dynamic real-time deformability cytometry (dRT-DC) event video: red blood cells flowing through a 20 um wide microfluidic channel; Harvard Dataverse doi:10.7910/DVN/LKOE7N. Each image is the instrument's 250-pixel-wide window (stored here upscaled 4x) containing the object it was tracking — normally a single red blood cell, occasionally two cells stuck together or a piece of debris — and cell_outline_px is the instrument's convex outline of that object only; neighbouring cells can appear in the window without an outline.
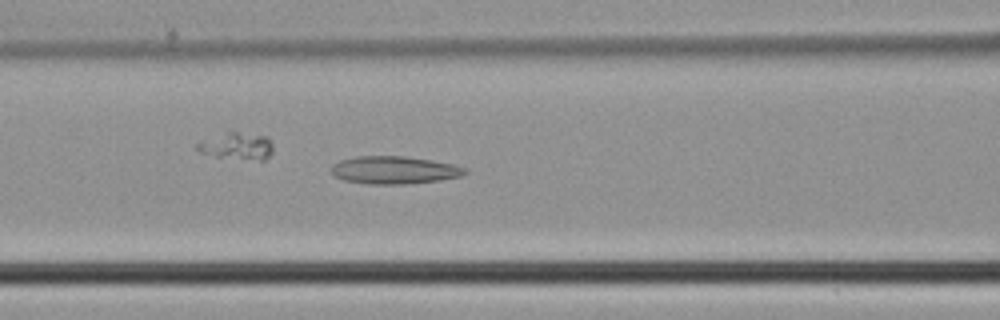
{"species": "common noctule bat (a hibernating species)", "species_latin": "Nyctalus noctula", "temperature_condition": "cold", "stored_images_in_passage": 47, "camera_frame_rate_fps": 3000, "um_per_image_px": 0.085, "animal": {"sex": "male", "body_mass_g": 21.5, "forearm_length_mm": 52.0}, "frame": {"image": 1, "passage_image": 21, "time_ms": 6.667, "image_size_px": [1000, 320], "cell_outline_px": [[468, 172], [460, 176], [440, 180], [404, 184], [368, 184], [344, 180], [332, 176], [332, 164], [340, 160], [356, 156], [404, 156], [432, 160], [452, 164], [464, 168]], "centroid_in_image_um": [33.46, 14.45], "position_along_channel_um": 133.1, "area_um2": 21.56}}
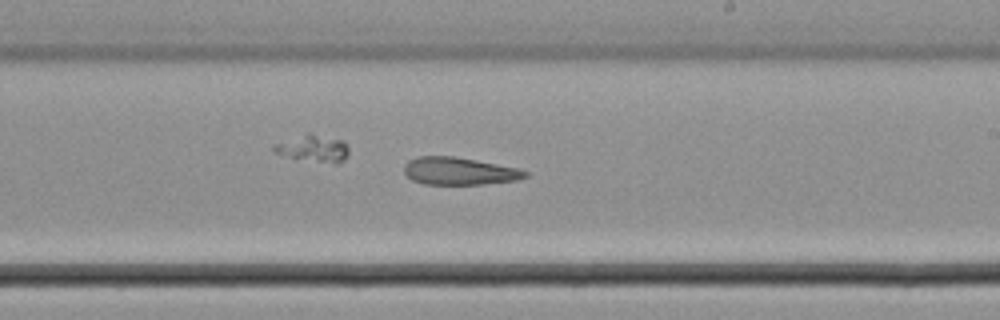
{"frame": {"image": 2, "passage_image": 29, "time_ms": 9.333, "image_size_px": [1000, 320], "cell_outline_px": [[528, 176], [516, 180], [484, 184], [424, 184], [412, 180], [404, 172], [404, 164], [408, 160], [416, 156], [452, 156], [476, 160], [520, 168], [528, 172]], "centroid_in_image_um": [39.03, 14.54], "position_along_channel_um": 250.0, "area_um2": 19.48}}
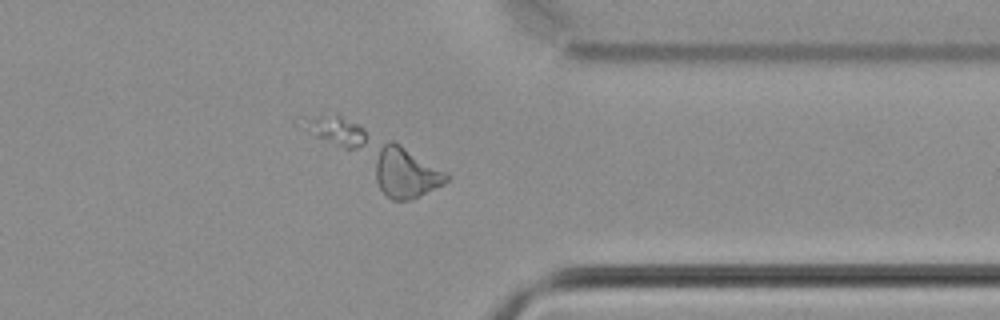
{"frame": {"image": 3, "passage_image": 38, "time_ms": 12.333, "image_size_px": [1000, 320], "cell_outline_px": [[452, 176], [444, 184], [408, 200], [392, 200], [380, 188], [376, 180], [376, 160], [380, 144], [388, 140], [392, 140], [400, 144]], "centroid_in_image_um": [34.49, 14.66], "position_along_channel_um": 376.9, "area_um2": 20.63}}